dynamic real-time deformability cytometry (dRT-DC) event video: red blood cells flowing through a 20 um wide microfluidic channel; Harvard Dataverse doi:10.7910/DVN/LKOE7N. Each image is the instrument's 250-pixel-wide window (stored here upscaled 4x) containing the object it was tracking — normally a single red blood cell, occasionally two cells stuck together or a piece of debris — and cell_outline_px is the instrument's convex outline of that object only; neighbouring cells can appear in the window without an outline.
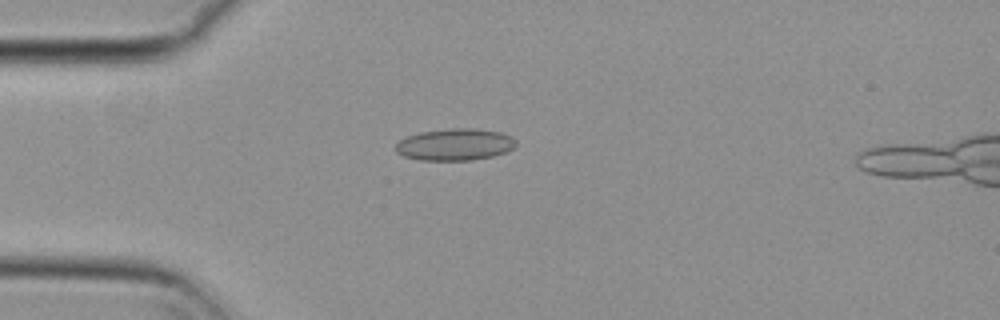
{"species": "common noctule bat (a hibernating species)", "species_latin": "Nyctalus noctula", "temperature_condition": "cold", "stored_images_in_passage": 54, "camera_frame_rate_fps": 3000, "um_per_image_px": 0.085, "animal": {"sex": "female", "body_mass_g": 29.2, "forearm_length_mm": 56.3}, "frame": {"image": 1, "passage_image": 15, "time_ms": 4.667, "image_size_px": [1000, 320], "cell_outline_px": [[516, 144], [512, 148], [504, 152], [492, 156], [472, 160], [420, 160], [404, 156], [396, 152], [396, 144], [400, 140], [408, 136], [420, 132], [452, 128], [472, 128], [500, 132], [512, 136], [516, 140]], "centroid_in_image_um": [38.67, 12.28], "position_along_channel_um": 46.3, "area_um2": 22.2}}
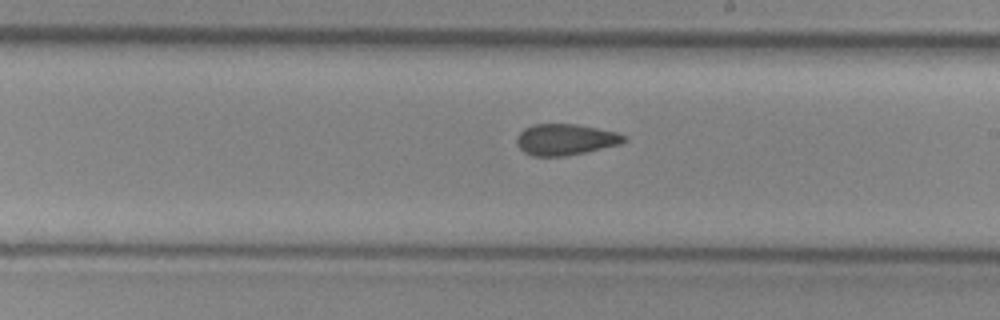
{"frame": {"image": 2, "passage_image": 32, "time_ms": 10.333, "image_size_px": [1000, 320], "cell_outline_px": [[628, 140], [620, 144], [568, 156], [532, 156], [524, 152], [516, 144], [516, 136], [524, 128], [532, 124], [576, 124], [616, 132], [628, 136]], "centroid_in_image_um": [48.05, 11.86], "position_along_channel_um": 240.9, "area_um2": 19.65}}
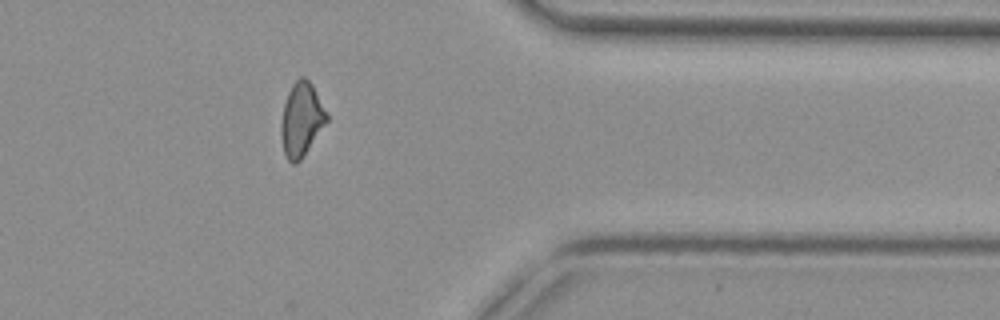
{"frame": {"image": 3, "passage_image": 45, "time_ms": 14.667, "image_size_px": [1000, 320], "cell_outline_px": [[328, 120], [300, 160], [296, 164], [292, 164], [284, 156], [280, 136], [280, 124], [284, 104], [288, 92], [292, 84], [300, 76], [304, 76], [312, 84], [328, 116]], "centroid_in_image_um": [25.58, 10.17], "position_along_channel_um": 385.8, "area_um2": 19.54}}